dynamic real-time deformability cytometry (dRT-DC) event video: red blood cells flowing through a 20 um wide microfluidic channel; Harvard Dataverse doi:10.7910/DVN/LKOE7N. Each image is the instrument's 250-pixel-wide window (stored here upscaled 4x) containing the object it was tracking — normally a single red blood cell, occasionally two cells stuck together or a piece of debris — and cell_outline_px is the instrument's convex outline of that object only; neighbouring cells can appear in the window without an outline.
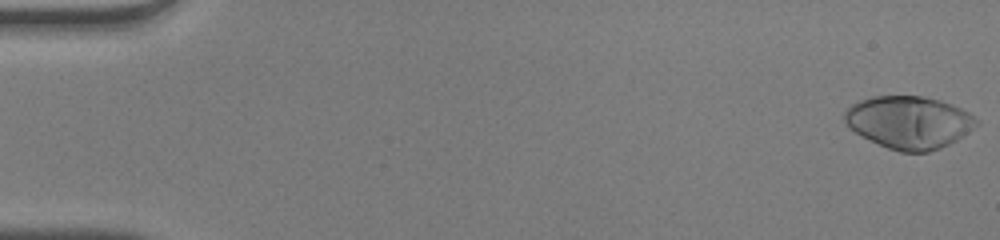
{"species": "human", "species_latin": "Homo sapiens", "temperature_condition": "warm", "stored_images_in_passage": 51, "camera_frame_rate_fps": 3000, "um_per_image_px": 0.085, "donor": {"sex": "male"}, "frame": {"image": 1, "passage_image": 1, "time_ms": 0.0, "image_size_px": [1000, 240], "cell_outline_px": [[980, 124], [956, 140], [940, 148], [928, 152], [900, 152], [888, 148], [856, 132], [844, 120], [844, 112], [852, 104], [860, 100], [872, 96], [924, 96], [940, 100], [952, 104], [968, 112], [980, 120]], "centroid_in_image_um": [77.31, 10.38], "position_along_channel_um": 7.7, "area_um2": 40.17}}
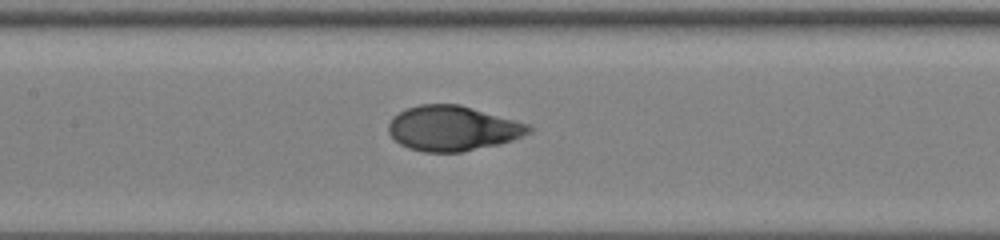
{"frame": {"image": 2, "passage_image": 25, "time_ms": 8.0, "image_size_px": [1000, 240], "cell_outline_px": [[532, 132], [512, 140], [500, 144], [460, 152], [424, 152], [408, 148], [400, 144], [388, 132], [388, 124], [392, 116], [408, 108], [420, 104], [460, 104], [532, 124]], "centroid_in_image_um": [38.51, 10.9], "position_along_channel_um": 168.9, "area_um2": 37.05}}
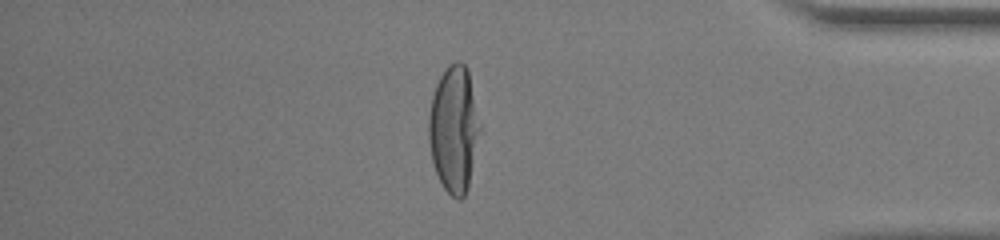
{"frame": {"image": 3, "passage_image": 44, "time_ms": 14.333, "image_size_px": [1000, 240], "cell_outline_px": [[484, 132], [468, 188], [464, 196], [460, 200], [456, 200], [444, 188], [436, 172], [432, 160], [428, 140], [428, 116], [432, 96], [436, 84], [440, 76], [448, 64], [456, 60], [460, 60], [468, 68]], "centroid_in_image_um": [38.65, 10.97], "position_along_channel_um": 396.6, "area_um2": 39.3}, "authors_computed_cell_mechanics": {"area_um2": 37.7434, "velocity_mm_per_s": 4.065, "shape_relaxation_time_tau1_ms": 4.5114, "shape_relaxation_time_tau2_ms": null, "deformation_change_tau1": 0.2706, "deformation_change_tau2": null}}